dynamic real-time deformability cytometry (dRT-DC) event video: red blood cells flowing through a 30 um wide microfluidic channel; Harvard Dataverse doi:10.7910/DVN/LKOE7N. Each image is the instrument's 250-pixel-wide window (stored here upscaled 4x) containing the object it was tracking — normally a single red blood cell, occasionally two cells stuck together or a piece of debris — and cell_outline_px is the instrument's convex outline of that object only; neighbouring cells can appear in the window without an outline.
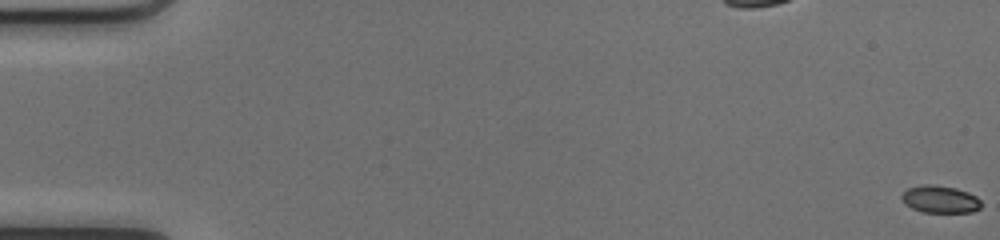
{"species": "common noctule bat (a hibernating species)", "species_latin": "Nyctalus noctula", "temperature_condition": "cold", "stored_images_in_passage": 51, "camera_frame_rate_fps": 3000, "um_per_image_px": 0.085, "animal": {"sex": "female", "body_mass_g": 17.0, "forearm_length_mm": 48.0}, "frame": {"image": 1, "passage_image": 1, "time_ms": 0.0, "image_size_px": [1000, 240], "cell_outline_px": [[980, 208], [972, 212], [924, 212], [912, 208], [904, 204], [900, 196], [908, 188], [920, 184], [932, 184], [956, 188], [968, 192], [976, 196], [980, 200]], "centroid_in_image_um": [79.88, 16.93], "position_along_channel_um": 5.1, "area_um2": 12.72}}
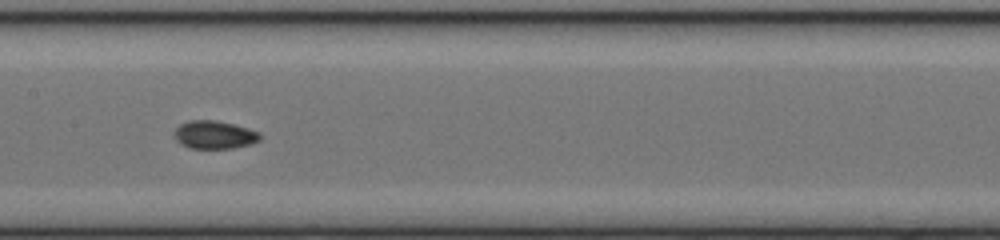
{"frame": {"image": 2, "passage_image": 27, "time_ms": 8.667, "image_size_px": [1000, 240], "cell_outline_px": [[260, 140], [252, 144], [232, 148], [188, 148], [180, 144], [176, 140], [176, 128], [180, 124], [188, 120], [216, 120], [248, 128], [260, 132]], "centroid_in_image_um": [18.23, 11.46], "position_along_channel_um": 189.2, "area_um2": 13.99}}
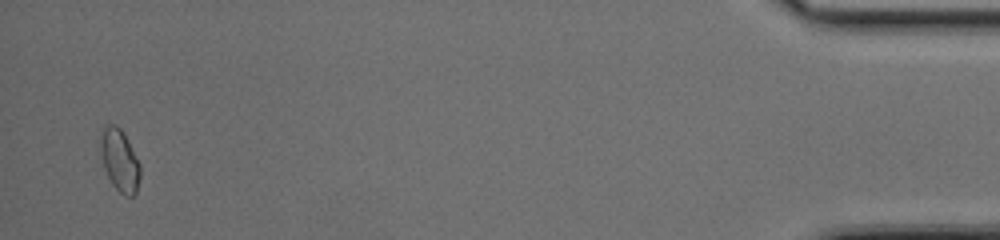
{"frame": {"image": 3, "passage_image": 50, "time_ms": 16.333, "image_size_px": [1000, 240], "cell_outline_px": [[140, 176], [136, 192], [132, 196], [124, 196], [112, 184], [104, 168], [100, 152], [100, 140], [104, 124], [112, 124], [120, 128], [140, 164]], "centroid_in_image_um": [10.15, 13.64], "position_along_channel_um": 425.0, "area_um2": 14.16}, "authors_computed_cell_mechanics": {"area_um2": 13.583, "velocity_mm_per_s": 4.1959, "shape_relaxation_time_tau1_ms": null, "shape_relaxation_time_tau2_ms": 1.4887, "deformation_change_tau1": null, "deformation_change_tau2": 0.0531}}